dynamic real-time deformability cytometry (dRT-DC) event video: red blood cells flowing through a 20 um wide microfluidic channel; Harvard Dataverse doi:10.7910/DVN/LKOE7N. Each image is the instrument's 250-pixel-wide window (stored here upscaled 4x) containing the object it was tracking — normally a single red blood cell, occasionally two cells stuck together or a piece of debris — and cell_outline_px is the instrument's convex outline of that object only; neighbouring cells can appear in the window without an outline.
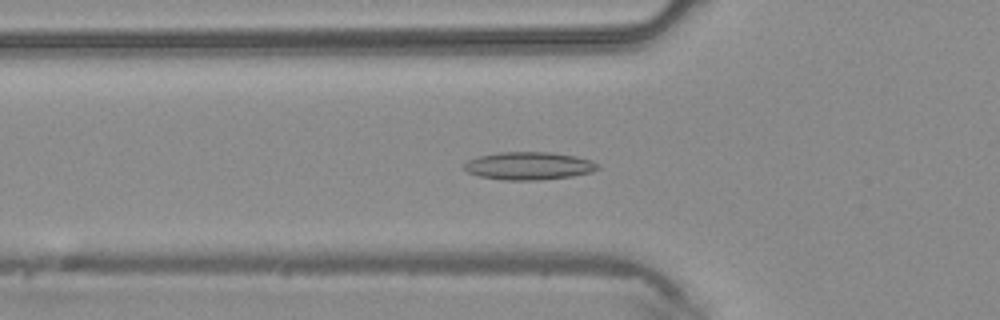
{"species": "common noctule bat (a hibernating species)", "species_latin": "Nyctalus noctula", "temperature_condition": "warm", "stored_images_in_passage": 35, "camera_frame_rate_fps": 3000, "um_per_image_px": 0.085, "animal": {"sex": "male", "body_mass_g": 20.4}, "frame": {"image": 1, "passage_image": 11, "time_ms": 3.333, "image_size_px": [1000, 320], "cell_outline_px": [[600, 168], [592, 172], [572, 176], [540, 180], [504, 180], [480, 176], [468, 172], [464, 168], [464, 164], [468, 160], [480, 156], [500, 152], [552, 152], [576, 156], [592, 160], [600, 164]], "centroid_in_image_um": [45.01, 14.09], "position_along_channel_um": 80.8, "area_um2": 21.73}}
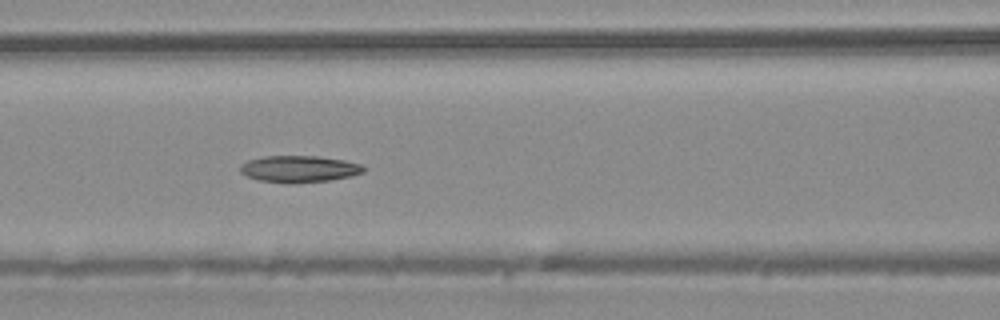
{"frame": {"image": 2, "passage_image": 15, "time_ms": 4.667, "image_size_px": [1000, 320], "cell_outline_px": [[368, 168], [364, 172], [352, 176], [332, 180], [296, 184], [288, 184], [260, 180], [248, 176], [240, 172], [240, 164], [248, 160], [264, 156], [320, 156], [344, 160], [360, 164]], "centroid_in_image_um": [25.46, 14.37], "position_along_channel_um": 141.1, "area_um2": 19.54}}
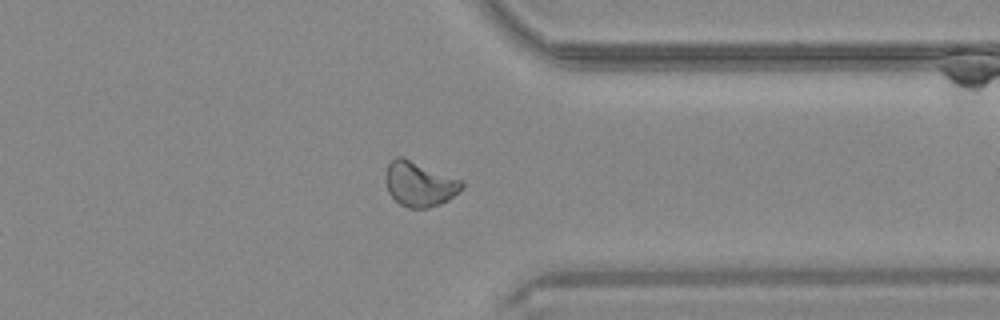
{"frame": {"image": 3, "passage_image": 31, "time_ms": 10.0, "image_size_px": [1000, 320], "cell_outline_px": [[464, 188], [448, 200], [440, 204], [428, 208], [408, 208], [400, 204], [388, 192], [384, 180], [384, 176], [388, 164], [396, 156], [400, 156], [464, 180]], "centroid_in_image_um": [35.66, 15.64], "position_along_channel_um": 375.7, "area_um2": 20.11}}